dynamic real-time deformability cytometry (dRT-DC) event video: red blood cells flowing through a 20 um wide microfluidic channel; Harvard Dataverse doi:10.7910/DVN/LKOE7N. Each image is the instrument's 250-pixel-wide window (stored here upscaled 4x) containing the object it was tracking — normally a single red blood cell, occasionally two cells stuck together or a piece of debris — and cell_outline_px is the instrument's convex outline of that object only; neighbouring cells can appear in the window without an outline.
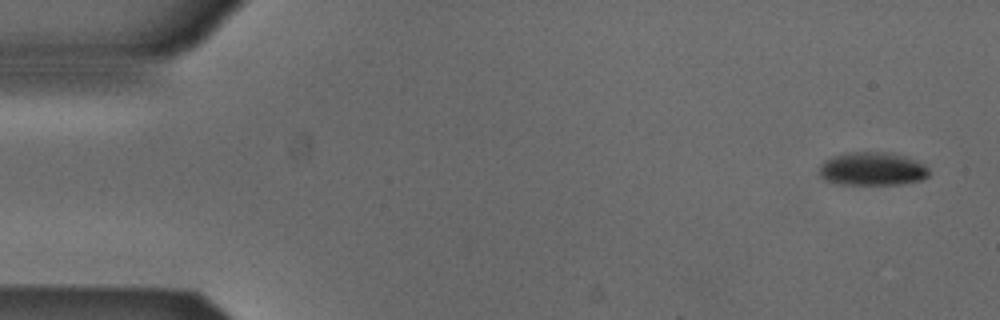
{"species": "Egyptian fruit bat (a non-hibernating species)", "species_latin": "Rousettus aegyptiacus", "temperature_condition": "cold", "stored_images_in_passage": 6, "camera_frame_rate_fps": 3000, "um_per_image_px": 0.085, "animal": {"sex": "male"}, "frame": {"image": 1, "passage_image": 1, "time_ms": 0.0, "image_size_px": [1000, 320], "cell_outline_px": [[928, 176], [924, 180], [896, 184], [844, 184], [824, 180], [820, 176], [820, 164], [824, 160], [832, 156], [844, 152], [888, 152], [908, 156], [924, 164], [928, 168]], "centroid_in_image_um": [74.15, 14.34], "position_along_channel_um": 10.8, "area_um2": 21.5}}
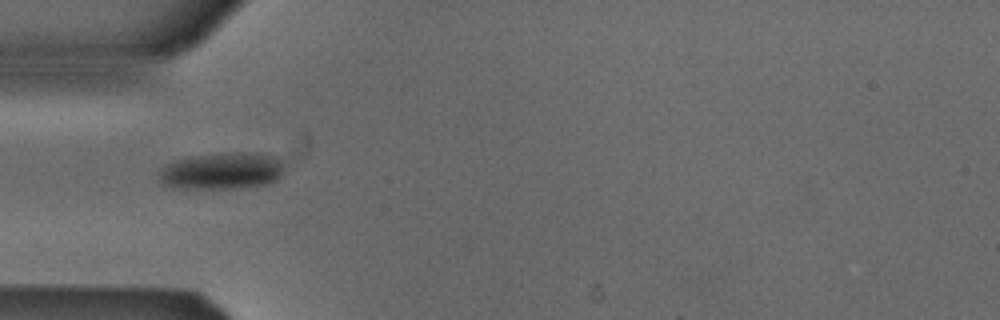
{"frame": {"image": 2, "passage_image": 5, "time_ms": 1.333, "image_size_px": [1000, 320], "cell_outline_px": [[280, 176], [276, 180], [268, 184], [232, 188], [172, 188], [160, 184], [156, 172], [164, 164], [188, 156], [224, 152], [256, 152], [276, 156], [280, 160]], "centroid_in_image_um": [18.75, 14.51], "position_along_channel_um": 66.3, "area_um2": 27.34}}